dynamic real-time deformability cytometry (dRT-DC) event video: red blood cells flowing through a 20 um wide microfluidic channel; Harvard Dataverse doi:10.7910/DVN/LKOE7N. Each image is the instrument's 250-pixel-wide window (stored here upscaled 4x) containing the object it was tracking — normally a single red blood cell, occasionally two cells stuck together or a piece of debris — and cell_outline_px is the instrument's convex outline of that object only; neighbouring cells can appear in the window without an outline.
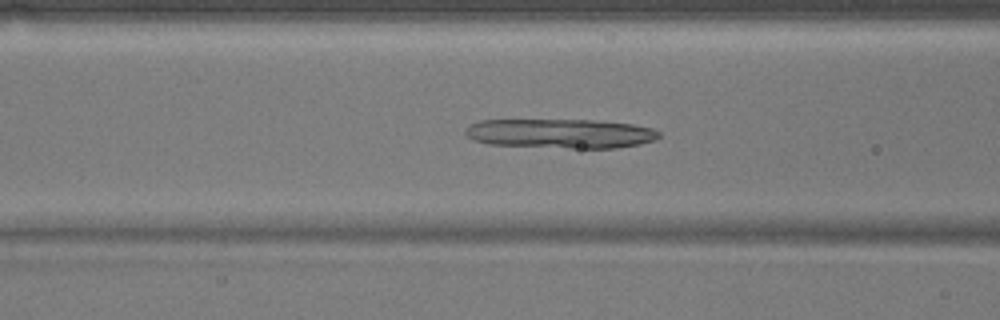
{"species": "common noctule bat (a hibernating species)", "species_latin": "Nyctalus noctula", "temperature_condition": "warm", "stored_images_in_passage": 41, "camera_frame_rate_fps": 3000, "um_per_image_px": 0.085, "animal": {"sex": "male", "body_mass_g": 17.9}, "frame": {"image": 1, "passage_image": 14, "time_ms": 4.333, "image_size_px": [1000, 320], "cell_outline_px": [[660, 136], [656, 140], [640, 144], [616, 148], [568, 148], [488, 144], [472, 140], [464, 132], [464, 128], [468, 124], [480, 120], [592, 120], [632, 124], [652, 128], [660, 132]], "centroid_in_image_um": [47.62, 11.35], "position_along_channel_um": 119.0, "area_um2": 33.41}}
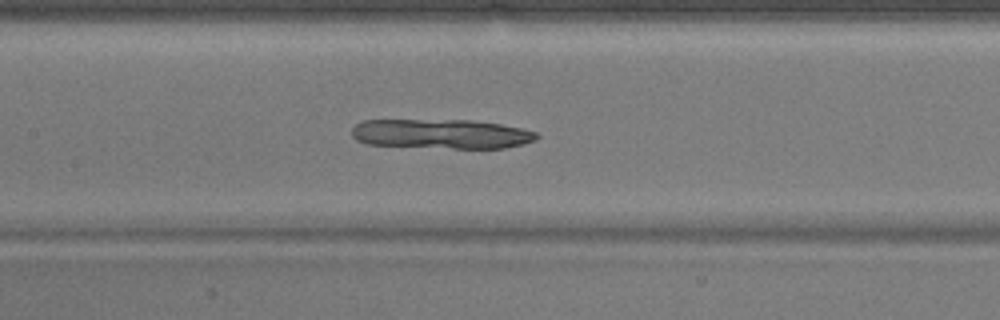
{"frame": {"image": 2, "passage_image": 18, "time_ms": 5.667, "image_size_px": [1000, 320], "cell_outline_px": [[540, 136], [536, 140], [524, 144], [504, 148], [452, 148], [368, 144], [356, 140], [352, 136], [352, 128], [360, 120], [468, 120], [500, 124], [520, 128], [536, 132]], "centroid_in_image_um": [37.51, 11.38], "position_along_channel_um": 169.9, "area_um2": 31.79}}
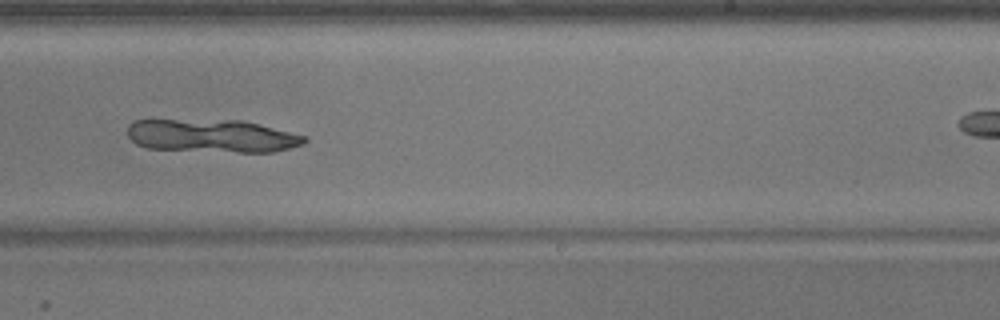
{"frame": {"image": 3, "passage_image": 26, "time_ms": 8.333, "image_size_px": [1000, 320], "cell_outline_px": [[308, 140], [304, 144], [272, 152], [240, 152], [148, 148], [136, 144], [128, 136], [128, 124], [132, 120], [240, 120], [260, 124], [304, 136]], "centroid_in_image_um": [18.0, 11.54], "position_along_channel_um": 271.0, "area_um2": 33.81}}